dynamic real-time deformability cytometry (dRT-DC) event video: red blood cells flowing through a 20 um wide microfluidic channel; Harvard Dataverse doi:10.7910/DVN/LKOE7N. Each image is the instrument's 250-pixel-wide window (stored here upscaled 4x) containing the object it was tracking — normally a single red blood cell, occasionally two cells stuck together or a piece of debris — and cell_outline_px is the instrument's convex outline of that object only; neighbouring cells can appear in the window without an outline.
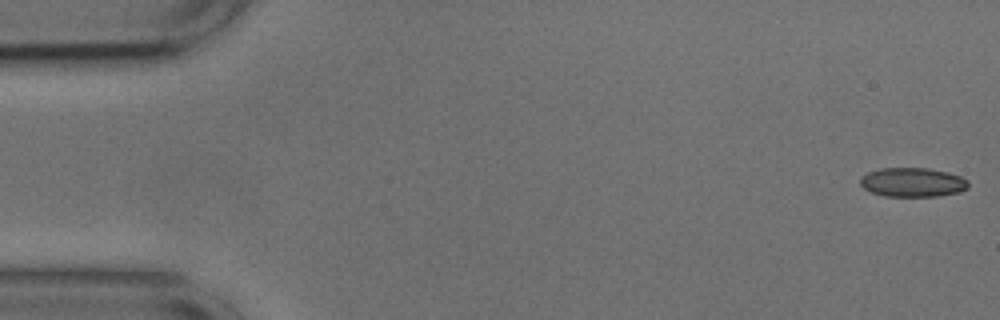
{"species": "common noctule bat (a hibernating species)", "species_latin": "Nyctalus noctula", "temperature_condition": "cold", "stored_images_in_passage": 53, "camera_frame_rate_fps": 3000, "um_per_image_px": 0.085, "animal": {"sex": "male", "body_mass_g": 17.9, "forearm_length_mm": 54.2}, "frame": {"image": 1, "passage_image": 1, "time_ms": 0.0, "image_size_px": [1000, 320], "cell_outline_px": [[968, 188], [960, 192], [936, 196], [884, 196], [872, 192], [864, 188], [860, 184], [860, 180], [868, 172], [880, 168], [928, 168], [948, 172], [960, 176], [968, 180]], "centroid_in_image_um": [77.6, 15.49], "position_along_channel_um": 7.4, "area_um2": 18.32}}
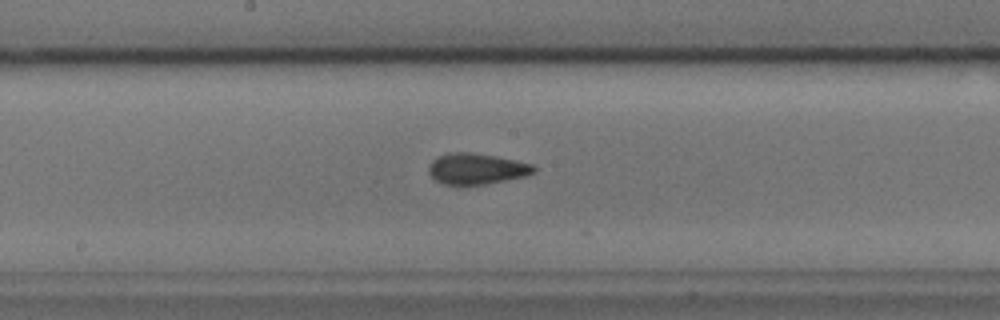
{"frame": {"image": 2, "passage_image": 27, "time_ms": 8.667, "image_size_px": [1000, 320], "cell_outline_px": [[536, 172], [524, 176], [484, 184], [444, 184], [436, 180], [428, 172], [428, 164], [436, 156], [448, 152], [468, 152], [496, 156], [516, 160], [532, 164], [536, 168]], "centroid_in_image_um": [40.48, 14.32], "position_along_channel_um": 207.7, "area_um2": 18.9}}
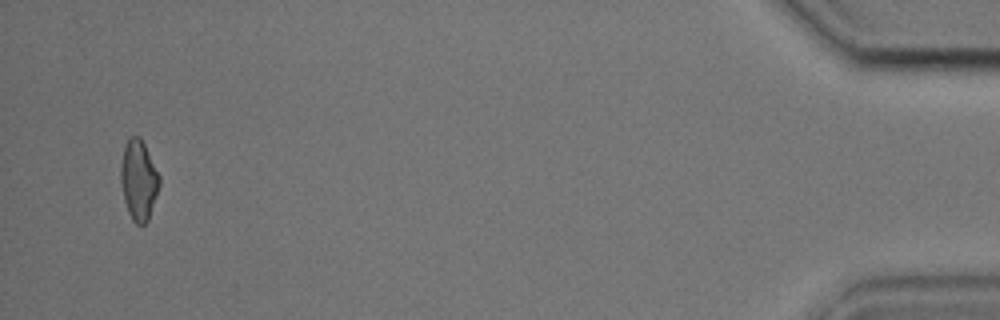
{"frame": {"image": 3, "passage_image": 51, "time_ms": 16.667, "image_size_px": [1000, 320], "cell_outline_px": [[160, 184], [148, 220], [144, 224], [136, 224], [132, 220], [128, 212], [124, 200], [120, 180], [120, 168], [124, 148], [128, 136], [140, 136], [160, 176]], "centroid_in_image_um": [11.77, 15.3], "position_along_channel_um": 423.4, "area_um2": 17.98}, "authors_computed_cell_mechanics": {"area_um2": 18.5538, "velocity_mm_per_s": 3.7578, "shape_relaxation_time_tau1_ms": 2.9008, "shape_relaxation_time_tau2_ms": 2.3901, "deformation_change_tau1": 0.0845, "deformation_change_tau2": 0.084}}